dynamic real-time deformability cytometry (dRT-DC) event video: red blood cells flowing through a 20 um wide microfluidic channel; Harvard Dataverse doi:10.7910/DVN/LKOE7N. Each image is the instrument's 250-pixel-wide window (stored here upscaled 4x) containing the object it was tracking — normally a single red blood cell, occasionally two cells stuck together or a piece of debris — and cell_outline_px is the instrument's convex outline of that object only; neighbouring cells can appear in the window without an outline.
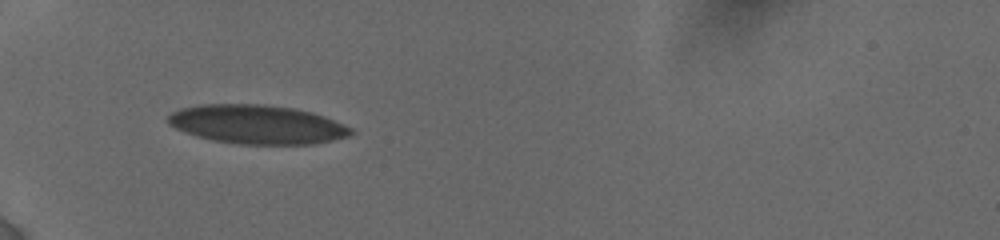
{"species": "human", "species_latin": "Homo sapiens", "temperature_condition": "cold", "stored_images_in_passage": 31, "camera_frame_rate_fps": 3000, "um_per_image_px": 0.085, "donor": {"sex": "female"}, "frame": {"image": 1, "passage_image": 3, "time_ms": 1.0, "image_size_px": [1000, 240], "cell_outline_px": [[356, 132], [348, 136], [332, 140], [312, 144], [236, 144], [212, 140], [196, 136], [184, 132], [168, 124], [168, 116], [172, 112], [180, 108], [200, 104], [264, 104], [296, 108], [312, 112], [324, 116], [344, 124], [352, 128]], "centroid_in_image_um": [21.85, 10.57], "position_along_channel_um": 63.1, "area_um2": 41.73}}
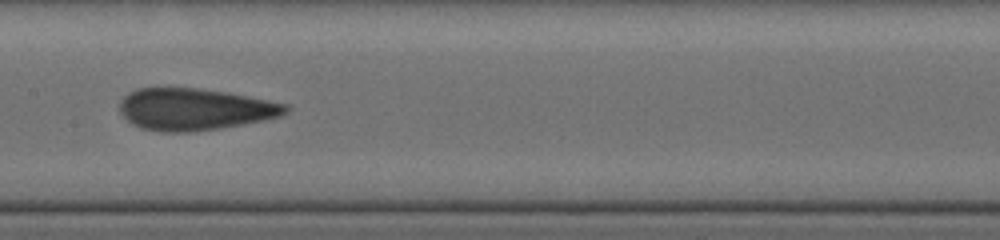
{"frame": {"image": 2, "passage_image": 12, "time_ms": 4.667, "image_size_px": [1000, 240], "cell_outline_px": [[288, 112], [280, 116], [264, 120], [244, 124], [220, 128], [188, 132], [160, 132], [140, 128], [132, 124], [120, 112], [120, 100], [128, 92], [140, 88], [196, 88], [228, 92], [288, 104]], "centroid_in_image_um": [16.54, 9.29], "position_along_channel_um": 190.9, "area_um2": 40.52}}
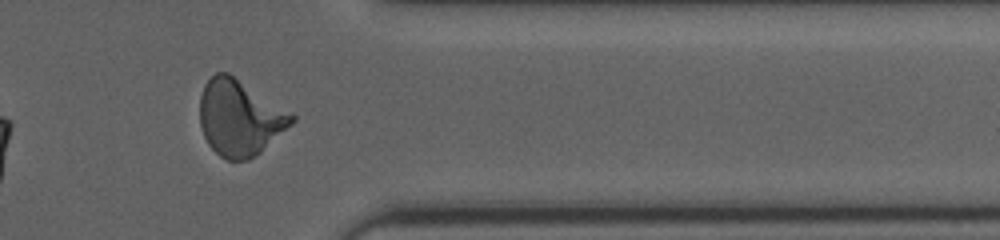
{"frame": {"image": 3, "passage_image": 24, "time_ms": 10.0, "image_size_px": [1000, 240], "cell_outline_px": [[296, 120], [292, 124], [260, 152], [248, 160], [228, 160], [220, 156], [208, 144], [204, 136], [200, 124], [200, 96], [204, 84], [216, 72], [228, 72], [296, 116]], "centroid_in_image_um": [20.35, 10.01], "position_along_channel_um": 391.0, "area_um2": 40.23}, "authors_computed_cell_mechanics": {"area_um2": 39.3618, "velocity_mm_per_s": 3.8551, "shape_relaxation_time_tau1_ms": 8.8565, "shape_relaxation_time_tau2_ms": 1.1579, "deformation_change_tau1": 0.2309, "deformation_change_tau2": 0.0982}}